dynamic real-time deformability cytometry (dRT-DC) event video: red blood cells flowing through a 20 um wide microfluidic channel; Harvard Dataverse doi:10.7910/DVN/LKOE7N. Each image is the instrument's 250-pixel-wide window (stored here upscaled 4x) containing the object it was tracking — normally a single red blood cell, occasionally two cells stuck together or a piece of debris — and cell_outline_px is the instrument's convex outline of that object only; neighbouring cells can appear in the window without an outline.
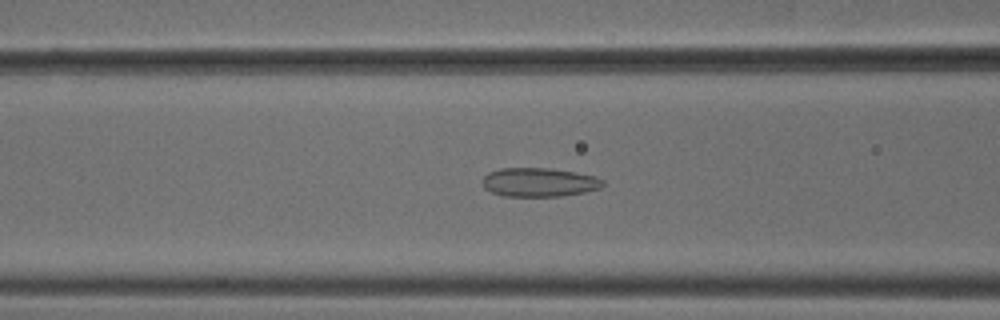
{"species": "common noctule bat (a hibernating species)", "species_latin": "Nyctalus noctula", "temperature_condition": "cold", "stored_images_in_passage": 45, "camera_frame_rate_fps": 3000, "um_per_image_px": 0.085, "animal": {"sex": "male", "body_mass_g": 18.8}, "frame": {"image": 1, "passage_image": 14, "time_ms": 4.333, "image_size_px": [1000, 320], "cell_outline_px": [[604, 184], [600, 188], [584, 192], [560, 196], [504, 196], [492, 192], [484, 188], [484, 176], [488, 172], [500, 168], [548, 168], [576, 172], [596, 176], [604, 180]], "centroid_in_image_um": [45.85, 15.48], "position_along_channel_um": 120.8, "area_um2": 20.23}}
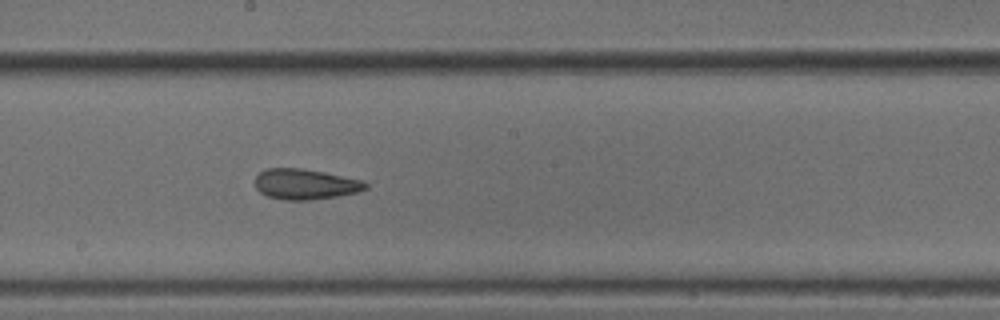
{"frame": {"image": 2, "passage_image": 22, "time_ms": 7.0, "image_size_px": [1000, 320], "cell_outline_px": [[368, 188], [356, 192], [336, 196], [308, 200], [284, 200], [268, 196], [260, 192], [256, 188], [256, 176], [264, 168], [300, 168], [324, 172], [364, 180], [368, 184]], "centroid_in_image_um": [25.95, 15.65], "position_along_channel_um": 222.2, "area_um2": 19.59}}
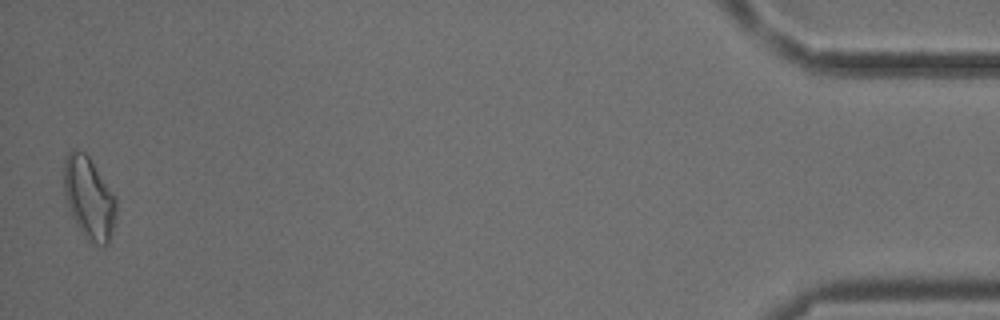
{"frame": {"image": 3, "passage_image": 45, "time_ms": 14.667, "image_size_px": [1000, 320], "cell_outline_px": [[116, 216], [108, 244], [104, 248], [88, 240], [84, 236], [68, 212], [64, 192], [64, 160], [68, 152], [72, 148], [76, 148], [84, 152], [88, 156], [116, 196]], "centroid_in_image_um": [7.55, 16.83], "position_along_channel_um": 427.6, "area_um2": 25.37}, "authors_computed_cell_mechanics": {"area_um2": 20.4612, "velocity_mm_per_s": 3.7941, "shape_relaxation_time_tau1_ms": null, "shape_relaxation_time_tau2_ms": 3.2932, "deformation_change_tau1": null, "deformation_change_tau2": 0.112}}